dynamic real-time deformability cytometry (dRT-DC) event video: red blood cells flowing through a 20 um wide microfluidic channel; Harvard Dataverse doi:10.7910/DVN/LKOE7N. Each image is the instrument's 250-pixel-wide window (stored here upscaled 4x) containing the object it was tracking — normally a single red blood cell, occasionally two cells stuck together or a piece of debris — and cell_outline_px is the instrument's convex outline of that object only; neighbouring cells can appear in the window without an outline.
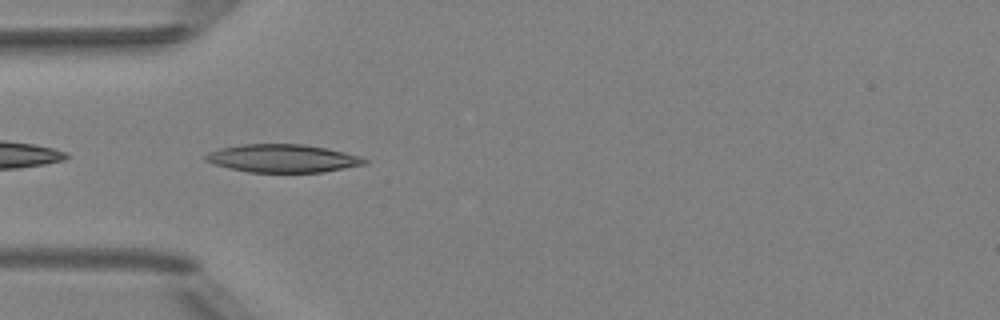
{"species": "Egyptian fruit bat (a non-hibernating species)", "species_latin": "Rousettus aegyptiacus", "temperature_condition": "room temperature", "stored_images_in_passage": 2, "camera_frame_rate_fps": 3000, "um_per_image_px": 0.085, "animal": {"sex": "female"}, "frame": {"image": 1, "passage_image": 1, "time_ms": 0.0, "image_size_px": [1000, 320], "cell_outline_px": [[368, 160], [364, 164], [324, 172], [248, 172], [228, 168], [212, 164], [204, 160], [204, 156], [208, 152], [220, 148], [244, 144], [304, 144], [344, 152]], "centroid_in_image_um": [23.95, 13.46], "position_along_channel_um": 61.1, "area_um2": 25.78}}
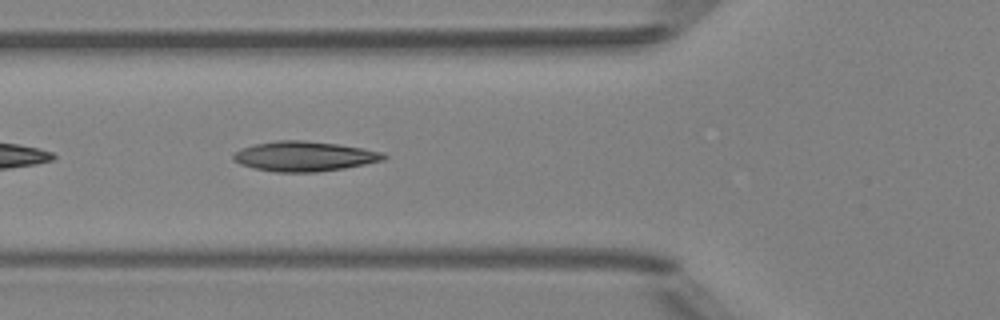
{"frame": {"image": 2, "passage_image": 2, "time_ms": 1.0, "image_size_px": [1000, 320], "cell_outline_px": [[388, 156], [384, 160], [344, 168], [316, 172], [276, 172], [256, 168], [240, 164], [232, 160], [232, 156], [240, 148], [256, 144], [276, 140], [304, 140], [336, 144], [384, 152]], "centroid_in_image_um": [25.85, 13.28], "position_along_channel_um": 99.9, "area_um2": 26.07}}